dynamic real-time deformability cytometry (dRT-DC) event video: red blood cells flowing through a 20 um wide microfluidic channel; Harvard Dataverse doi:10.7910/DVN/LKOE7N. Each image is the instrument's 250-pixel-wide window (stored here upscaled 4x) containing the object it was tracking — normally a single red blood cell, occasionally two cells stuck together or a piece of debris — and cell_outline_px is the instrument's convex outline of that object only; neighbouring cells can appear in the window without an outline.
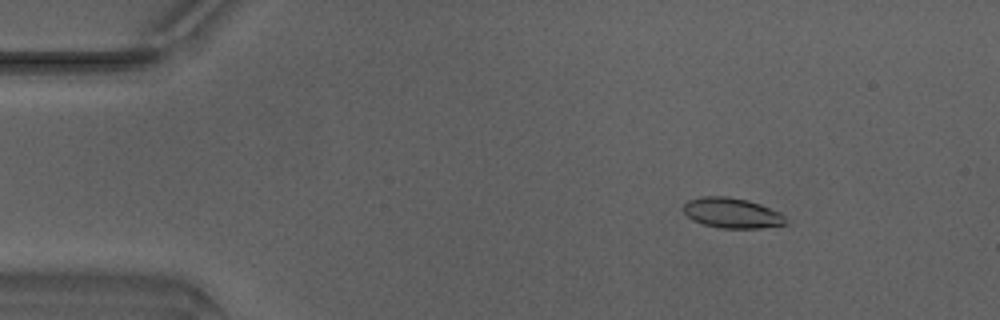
{"species": "Egyptian fruit bat (a non-hibernating species)", "species_latin": "Rousettus aegyptiacus", "temperature_condition": "warm", "stored_images_in_passage": 46, "camera_frame_rate_fps": 3000, "um_per_image_px": 0.085, "animal": {"sex": "male"}, "frame": {"image": 1, "passage_image": 4, "time_ms": 1.0, "image_size_px": [1000, 320], "cell_outline_px": [[784, 224], [760, 228], [720, 228], [704, 224], [692, 220], [680, 208], [688, 200], [704, 196], [728, 196], [748, 200], [760, 204], [780, 212], [784, 216]], "centroid_in_image_um": [62.16, 18.09], "position_along_channel_um": 22.8, "area_um2": 17.98}}
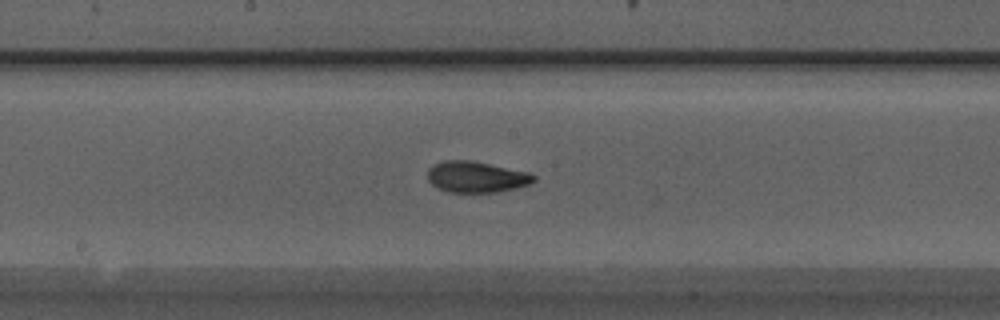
{"frame": {"image": 2, "passage_image": 23, "time_ms": 7.333, "image_size_px": [1000, 320], "cell_outline_px": [[536, 180], [528, 184], [500, 192], [448, 192], [432, 184], [428, 180], [428, 168], [432, 164], [444, 160], [468, 160], [528, 172], [536, 176]], "centroid_in_image_um": [40.46, 15.03], "position_along_channel_um": 207.7, "area_um2": 19.07}}
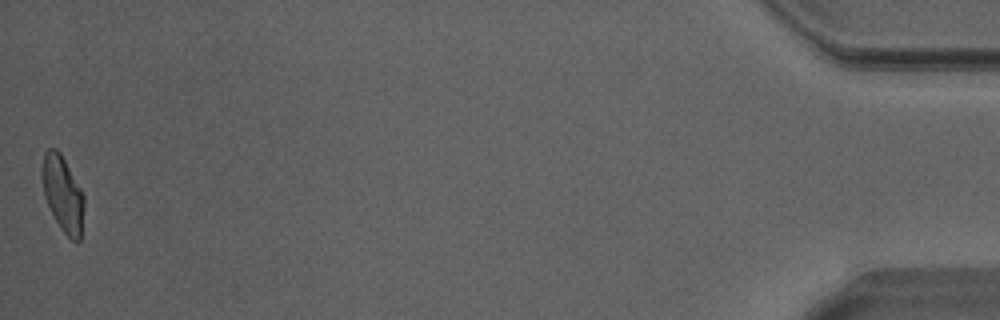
{"frame": {"image": 3, "passage_image": 46, "time_ms": 15.0, "image_size_px": [1000, 320], "cell_outline_px": [[84, 204], [80, 240], [72, 240], [60, 228], [44, 196], [40, 172], [44, 152], [48, 148], [56, 148], [60, 152], [80, 188], [84, 196]], "centroid_in_image_um": [5.31, 16.43], "position_along_channel_um": 429.9, "area_um2": 18.38}, "authors_computed_cell_mechanics": {"area_um2": 18.3804, "velocity_mm_per_s": 4.2104, "shape_relaxation_time_tau1_ms": 3.41, "shape_relaxation_time_tau2_ms": 1.3846, "deformation_change_tau1": 0.1699, "deformation_change_tau2": 0.0753}}